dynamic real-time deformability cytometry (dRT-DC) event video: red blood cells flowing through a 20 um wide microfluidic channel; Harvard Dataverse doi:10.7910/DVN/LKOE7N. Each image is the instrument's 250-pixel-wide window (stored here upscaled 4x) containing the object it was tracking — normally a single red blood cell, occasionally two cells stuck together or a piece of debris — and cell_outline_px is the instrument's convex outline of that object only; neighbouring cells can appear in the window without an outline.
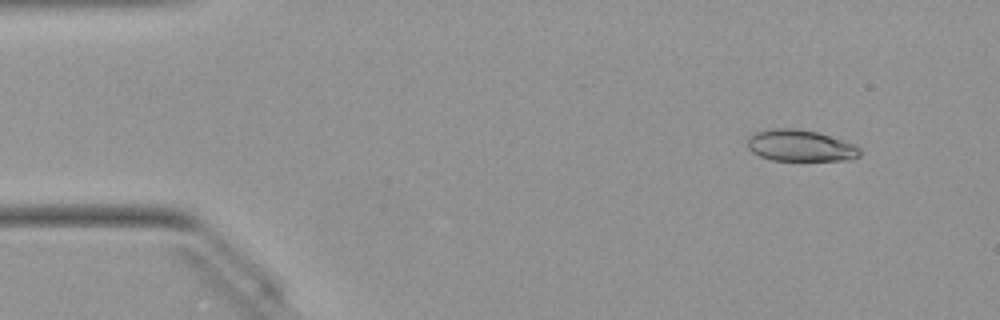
{"species": "Egyptian fruit bat (a non-hibernating species)", "species_latin": "Rousettus aegyptiacus", "temperature_condition": "warm", "stored_images_in_passage": 47, "camera_frame_rate_fps": 3000, "um_per_image_px": 0.085, "animal": {"sex": "female"}, "frame": {"image": 1, "passage_image": 2, "time_ms": 0.333, "image_size_px": [1000, 320], "cell_outline_px": [[860, 156], [852, 160], [772, 160], [760, 156], [752, 152], [748, 148], [748, 140], [756, 132], [772, 128], [796, 128], [816, 132], [852, 144], [860, 148]], "centroid_in_image_um": [68.02, 12.39], "position_along_channel_um": 17.0, "area_um2": 20.35}}
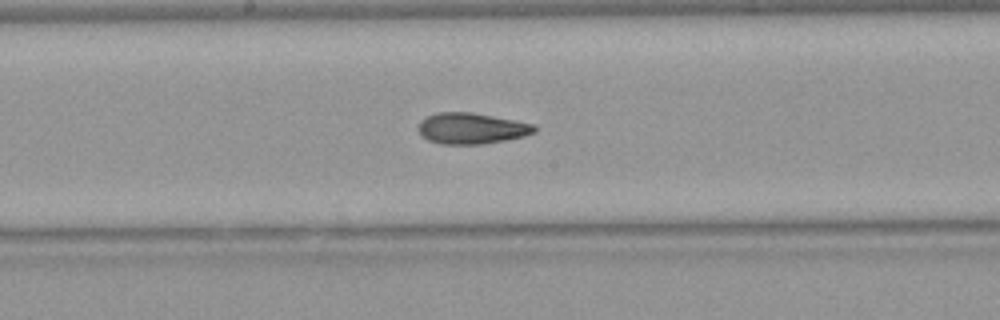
{"frame": {"image": 2, "passage_image": 23, "time_ms": 7.333, "image_size_px": [1000, 320], "cell_outline_px": [[536, 132], [524, 136], [504, 140], [480, 144], [440, 144], [428, 140], [420, 132], [420, 120], [436, 112], [472, 112], [536, 124]], "centroid_in_image_um": [40.11, 10.9], "position_along_channel_um": 208.1, "area_um2": 20.87}}
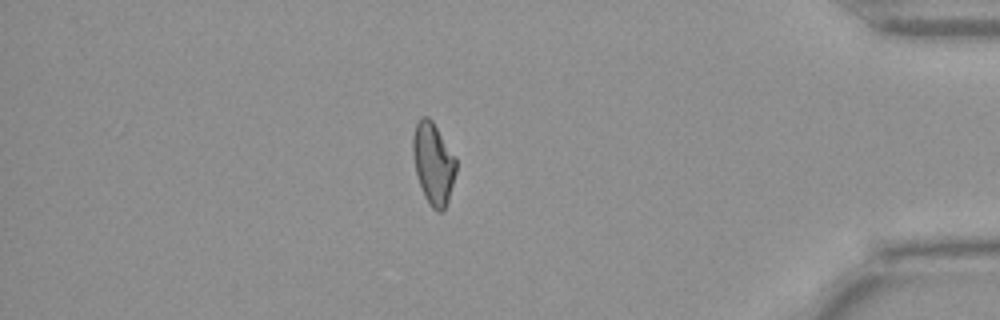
{"frame": {"image": 3, "passage_image": 40, "time_ms": 13.0, "image_size_px": [1000, 320], "cell_outline_px": [[456, 172], [448, 200], [444, 212], [436, 212], [428, 204], [424, 196], [416, 172], [412, 152], [412, 136], [416, 124], [420, 116], [428, 116], [432, 120], [456, 156]], "centroid_in_image_um": [36.83, 13.88], "position_along_channel_um": 398.4, "area_um2": 20.81}, "authors_computed_cell_mechanics": {"area_um2": 20.808, "velocity_mm_per_s": 4.0768, "shape_relaxation_time_tau1_ms": null, "shape_relaxation_time_tau2_ms": 2.4236, "deformation_change_tau1": null, "deformation_change_tau2": 0.1002}}